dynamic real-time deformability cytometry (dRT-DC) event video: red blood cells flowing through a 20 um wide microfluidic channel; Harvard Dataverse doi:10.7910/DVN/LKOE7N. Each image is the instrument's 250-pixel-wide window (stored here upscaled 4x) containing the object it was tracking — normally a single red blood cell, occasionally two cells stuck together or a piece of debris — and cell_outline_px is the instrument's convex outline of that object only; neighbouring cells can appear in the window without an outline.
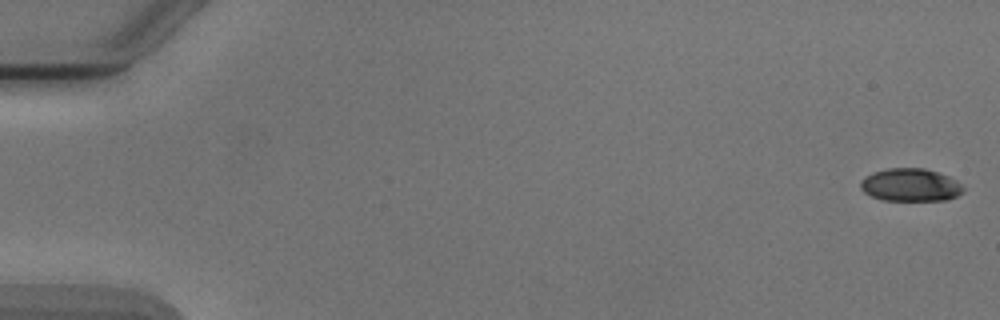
{"species": "Egyptian fruit bat (a non-hibernating species)", "species_latin": "Rousettus aegyptiacus", "temperature_condition": "cold", "stored_images_in_passage": 6, "camera_frame_rate_fps": 3000, "um_per_image_px": 0.085, "animal": {"sex": "male"}, "frame": {"image": 1, "passage_image": 1, "time_ms": 0.0, "image_size_px": [1000, 320], "cell_outline_px": [[964, 192], [948, 200], [880, 200], [864, 192], [860, 188], [860, 180], [864, 176], [872, 172], [888, 168], [924, 168], [948, 176], [956, 180], [964, 188]], "centroid_in_image_um": [77.36, 15.72], "position_along_channel_um": 7.6, "area_um2": 19.77}}